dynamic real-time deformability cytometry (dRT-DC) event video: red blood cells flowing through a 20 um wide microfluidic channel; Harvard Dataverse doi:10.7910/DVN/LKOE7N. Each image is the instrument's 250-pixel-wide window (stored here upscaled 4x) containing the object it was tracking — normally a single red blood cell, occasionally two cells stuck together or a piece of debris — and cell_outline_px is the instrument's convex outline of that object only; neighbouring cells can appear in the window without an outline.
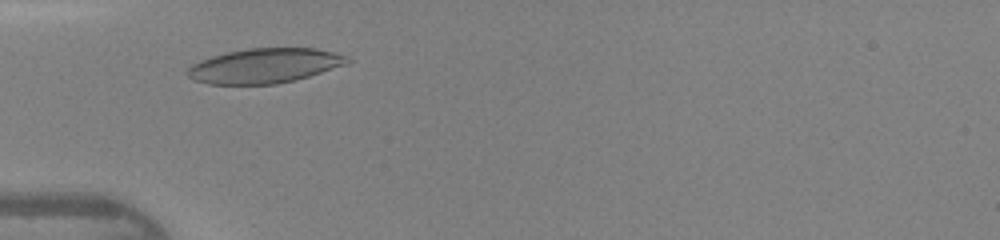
{"species": "human", "species_latin": "Homo sapiens", "temperature_condition": "warm", "stored_images_in_passage": 35, "camera_frame_rate_fps": 3000, "um_per_image_px": 0.085, "donor": {"sex": "female"}, "frame": {"image": 1, "passage_image": 6, "time_ms": 1.667, "image_size_px": [1000, 240], "cell_outline_px": [[352, 60], [344, 64], [308, 76], [276, 84], [208, 84], [192, 80], [188, 76], [188, 68], [192, 64], [200, 60], [212, 56], [228, 52], [248, 48], [316, 48], [352, 56]], "centroid_in_image_um": [22.48, 5.58], "position_along_channel_um": 62.5, "area_um2": 32.19}}
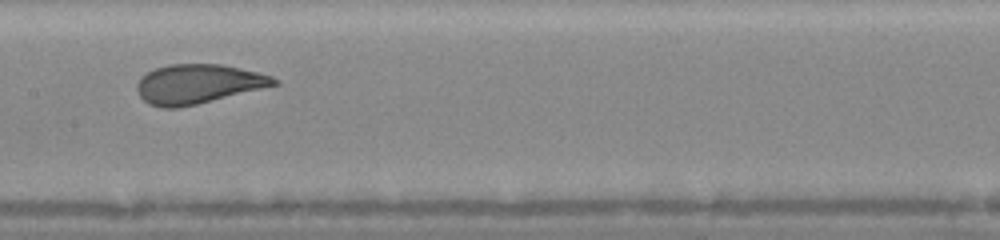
{"frame": {"image": 2, "passage_image": 15, "time_ms": 4.667, "image_size_px": [1000, 240], "cell_outline_px": [[280, 84], [196, 104], [176, 108], [160, 108], [148, 104], [140, 96], [136, 88], [136, 84], [148, 72], [156, 68], [168, 64], [220, 64], [240, 68], [272, 76], [280, 80]], "centroid_in_image_um": [16.84, 7.14], "position_along_channel_um": 190.6, "area_um2": 31.21}}
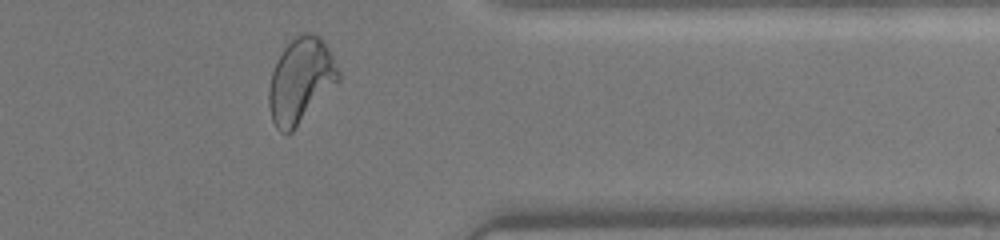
{"frame": {"image": 3, "passage_image": 29, "time_ms": 9.333, "image_size_px": [1000, 240], "cell_outline_px": [[340, 80], [292, 132], [280, 132], [276, 128], [272, 120], [268, 104], [268, 88], [272, 72], [284, 48], [296, 36], [308, 32], [312, 32], [320, 36], [328, 48], [340, 72]], "centroid_in_image_um": [25.56, 6.86], "position_along_channel_um": 385.8, "area_um2": 34.16}, "authors_computed_cell_mechanics": {"area_um2": 31.8478, "velocity_mm_per_s": 4.3671, "shape_relaxation_time_tau1_ms": 4.2893, "shape_relaxation_time_tau2_ms": null, "deformation_change_tau1": 0.1656, "deformation_change_tau2": null}}